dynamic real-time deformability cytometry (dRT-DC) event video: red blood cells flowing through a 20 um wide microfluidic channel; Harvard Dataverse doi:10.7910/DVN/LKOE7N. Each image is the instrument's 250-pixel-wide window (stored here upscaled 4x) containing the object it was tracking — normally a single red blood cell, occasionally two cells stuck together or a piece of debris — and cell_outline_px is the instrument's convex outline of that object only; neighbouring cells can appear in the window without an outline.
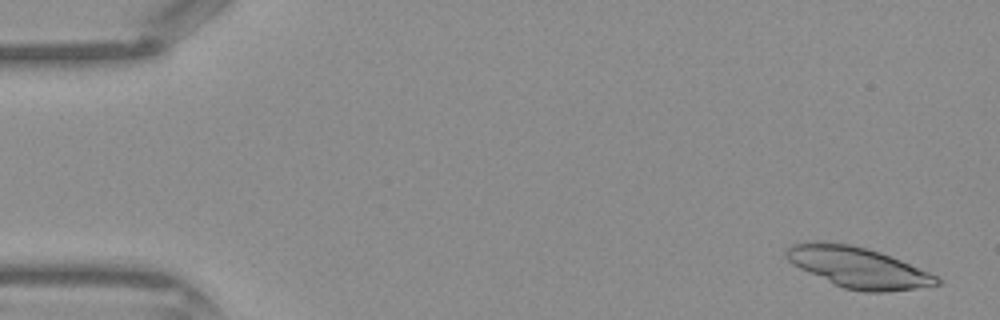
{"species": "Egyptian fruit bat (a non-hibernating species)", "species_latin": "Rousettus aegyptiacus", "temperature_condition": "warm", "stored_images_in_passage": 15, "camera_frame_rate_fps": 3000, "um_per_image_px": 0.085, "frame": {"image": 1, "passage_image": 2, "time_ms": 0.333, "image_size_px": [1000, 320], "cell_outline_px": [[940, 284], [916, 288], [884, 292], [864, 292], [844, 288], [800, 268], [792, 264], [784, 256], [784, 252], [792, 244], [816, 240], [848, 244], [868, 248], [880, 252], [900, 260], [928, 272], [936, 276], [940, 280]], "centroid_in_image_um": [72.89, 22.71], "position_along_channel_um": 12.1, "area_um2": 35.37}}